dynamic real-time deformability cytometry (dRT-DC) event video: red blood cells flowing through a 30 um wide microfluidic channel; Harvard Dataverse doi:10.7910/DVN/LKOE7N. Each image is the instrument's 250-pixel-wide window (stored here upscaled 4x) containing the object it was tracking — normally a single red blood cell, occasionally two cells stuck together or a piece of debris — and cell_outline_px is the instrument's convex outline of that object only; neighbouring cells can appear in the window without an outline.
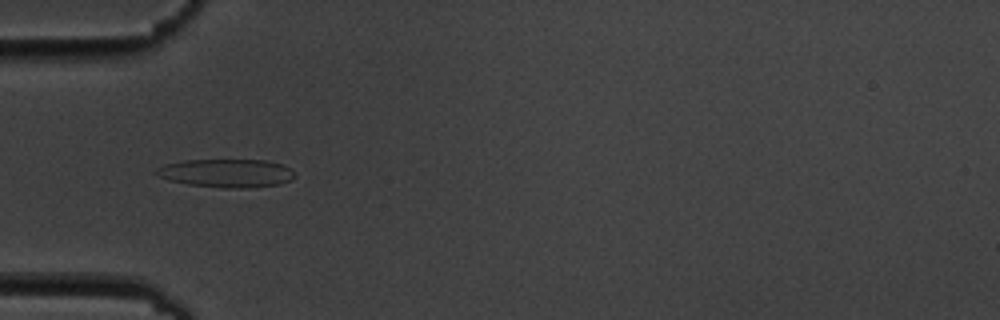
{"species": "common noctule bat (a hibernating species)", "species_latin": "Nyctalus noctula", "temperature_condition": "cold", "stored_images_in_passage": 7, "camera_frame_rate_fps": 3000, "um_per_image_px": 0.085, "animal": {"sex": "male", "body_mass_g": 19.5, "forearm_length_mm": 54.6}, "frame": {"image": 1, "passage_image": 6, "time_ms": 6.0, "image_size_px": [1000, 320], "cell_outline_px": [[296, 176], [292, 180], [280, 184], [248, 188], [220, 188], [188, 184], [168, 180], [152, 172], [156, 168], [164, 164], [184, 160], [268, 160], [284, 164]], "centroid_in_image_um": [19.25, 14.72], "position_along_channel_um": 65.8, "area_um2": 23.12}}